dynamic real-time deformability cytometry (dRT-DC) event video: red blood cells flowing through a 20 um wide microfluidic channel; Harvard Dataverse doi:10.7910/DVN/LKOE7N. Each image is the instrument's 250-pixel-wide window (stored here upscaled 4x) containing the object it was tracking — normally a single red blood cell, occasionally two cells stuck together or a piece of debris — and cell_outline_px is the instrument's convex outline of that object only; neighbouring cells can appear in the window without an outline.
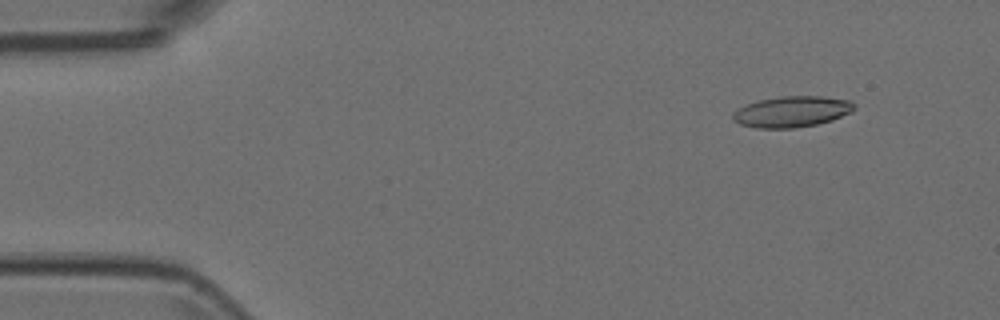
{"species": "Egyptian fruit bat (a non-hibernating species)", "species_latin": "Rousettus aegyptiacus", "temperature_condition": "room temperature", "stored_images_in_passage": 49, "camera_frame_rate_fps": 3000, "um_per_image_px": 0.085, "animal": {"sex": "female"}, "frame": {"image": 1, "passage_image": 1, "time_ms": 0.0, "image_size_px": [1000, 320], "cell_outline_px": [[856, 108], [852, 112], [832, 120], [816, 124], [796, 128], [756, 128], [740, 124], [732, 120], [732, 112], [756, 100], [780, 96], [820, 96], [852, 100], [856, 104]], "centroid_in_image_um": [67.33, 9.48], "position_along_channel_um": 17.7, "area_um2": 22.14}}
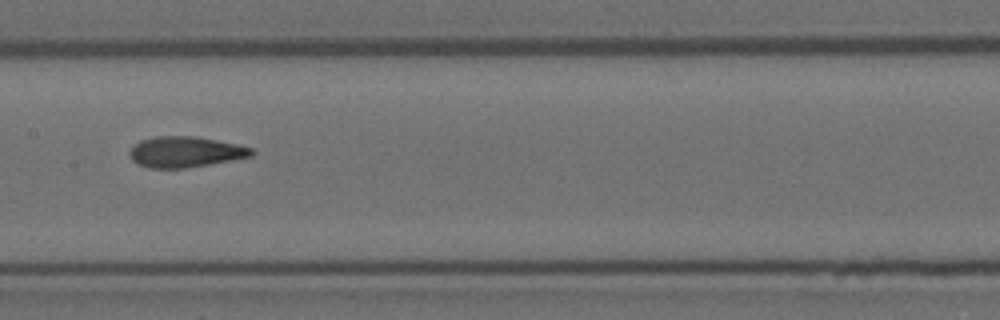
{"frame": {"image": 2, "passage_image": 22, "time_ms": 7.0, "image_size_px": [1000, 320], "cell_outline_px": [[256, 152], [252, 156], [232, 160], [184, 168], [148, 168], [132, 160], [128, 152], [140, 140], [156, 136], [196, 136], [236, 144], [252, 148]], "centroid_in_image_um": [15.76, 12.91], "position_along_channel_um": 191.6, "area_um2": 21.73}}
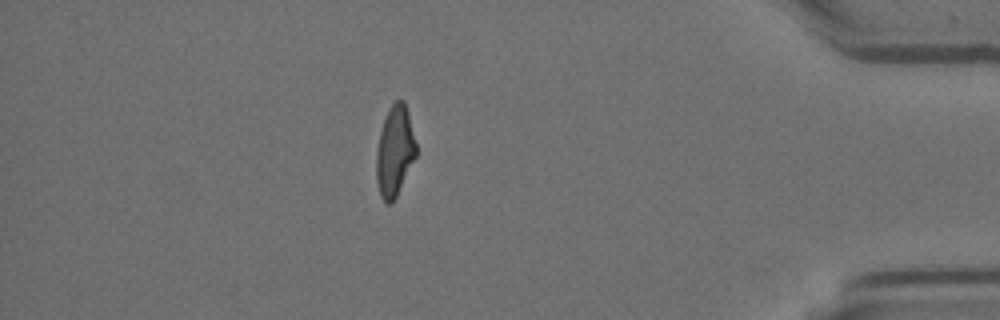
{"frame": {"image": 3, "passage_image": 42, "time_ms": 13.667, "image_size_px": [1000, 320], "cell_outline_px": [[416, 156], [396, 196], [388, 204], [384, 204], [380, 196], [376, 180], [376, 152], [380, 132], [388, 108], [396, 100], [404, 100], [408, 112], [416, 144]], "centroid_in_image_um": [33.54, 12.85], "position_along_channel_um": 401.7, "area_um2": 20.81}}